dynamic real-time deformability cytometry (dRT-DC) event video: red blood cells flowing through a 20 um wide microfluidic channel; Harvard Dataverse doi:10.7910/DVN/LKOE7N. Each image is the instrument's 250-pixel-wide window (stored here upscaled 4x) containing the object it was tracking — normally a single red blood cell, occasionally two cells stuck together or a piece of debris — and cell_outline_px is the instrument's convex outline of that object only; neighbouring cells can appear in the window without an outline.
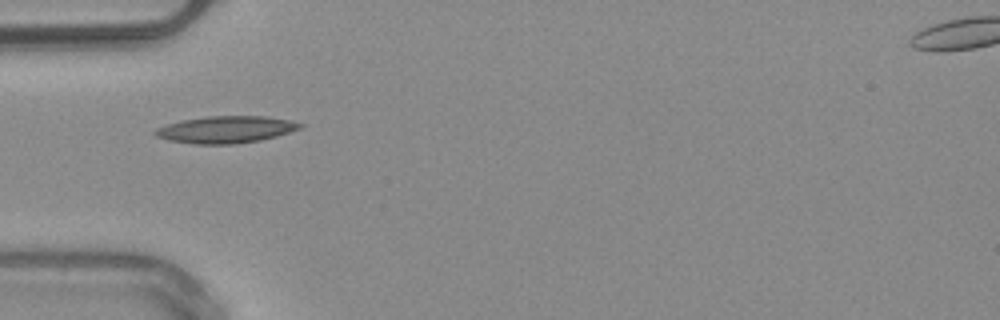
{"species": "common noctule bat (a hibernating species)", "species_latin": "Nyctalus noctula", "temperature_condition": "warm", "stored_images_in_passage": 6, "camera_frame_rate_fps": 3000, "um_per_image_px": 0.085, "animal": {"sex": "male", "body_mass_g": 20.4}, "frame": {"image": 1, "passage_image": 1, "time_ms": 0.0, "image_size_px": [1000, 320], "cell_outline_px": [[304, 124], [300, 128], [276, 136], [260, 140], [236, 144], [192, 144], [168, 140], [156, 136], [152, 132], [156, 128], [180, 120], [208, 116], [268, 116], [288, 120]], "centroid_in_image_um": [19.16, 11.01], "position_along_channel_um": 65.8, "area_um2": 22.77}}
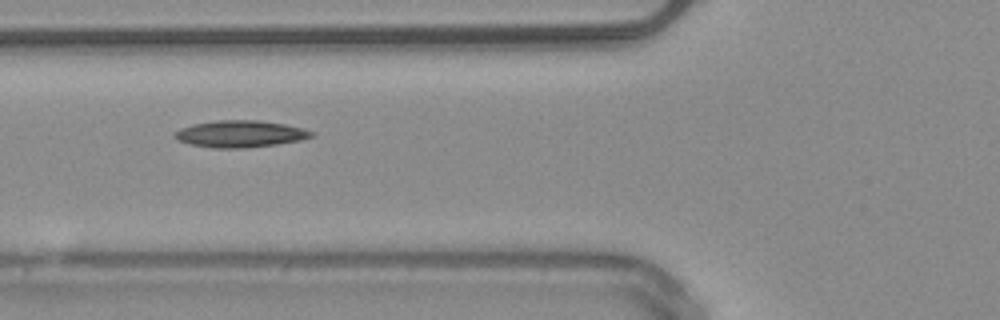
{"frame": {"image": 2, "passage_image": 4, "time_ms": 1.0, "image_size_px": [1000, 320], "cell_outline_px": [[316, 132], [312, 136], [300, 140], [276, 144], [244, 148], [212, 148], [192, 144], [180, 140], [172, 136], [172, 132], [180, 128], [192, 124], [220, 120], [256, 120], [284, 124]], "centroid_in_image_um": [20.38, 11.38], "position_along_channel_um": 105.4, "area_um2": 21.21}}